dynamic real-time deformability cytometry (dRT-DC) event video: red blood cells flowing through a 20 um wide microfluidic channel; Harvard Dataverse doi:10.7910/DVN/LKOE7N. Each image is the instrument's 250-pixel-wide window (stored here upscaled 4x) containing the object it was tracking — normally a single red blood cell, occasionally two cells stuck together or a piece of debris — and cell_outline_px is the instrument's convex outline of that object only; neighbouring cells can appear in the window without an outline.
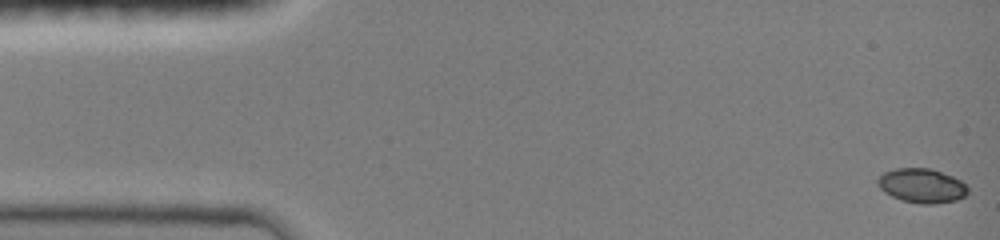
{"species": "common noctule bat (a hibernating species)", "species_latin": "Nyctalus noctula", "temperature_condition": "room temperature", "stored_images_in_passage": 48, "camera_frame_rate_fps": 3000, "um_per_image_px": 0.085, "animal": {"sex": "female", "body_mass_g": 19.0, "forearm_length_mm": 51.5}, "frame": {"image": 1, "passage_image": 1, "time_ms": 0.0, "image_size_px": [1000, 240], "cell_outline_px": [[968, 192], [964, 196], [956, 200], [932, 204], [920, 204], [900, 200], [884, 192], [880, 188], [876, 180], [884, 172], [896, 168], [928, 168], [952, 176], [960, 180], [968, 188]], "centroid_in_image_um": [78.33, 15.79], "position_along_channel_um": 6.7, "area_um2": 17.92}}
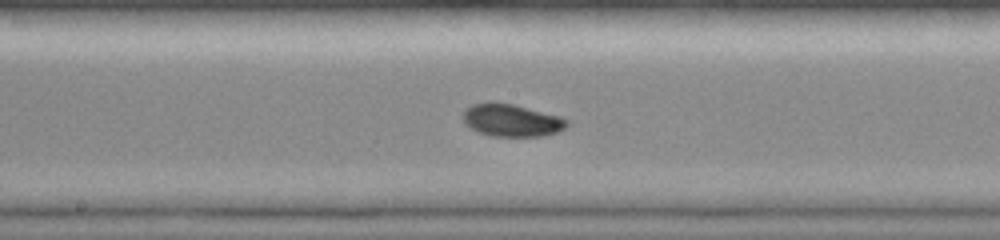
{"frame": {"image": 2, "passage_image": 25, "time_ms": 8.0, "image_size_px": [1000, 240], "cell_outline_px": [[568, 124], [564, 128], [556, 132], [544, 136], [492, 136], [480, 132], [464, 124], [464, 108], [472, 104], [488, 100], [496, 100], [560, 116], [568, 120]], "centroid_in_image_um": [43.44, 10.19], "position_along_channel_um": 204.8, "area_um2": 19.83}}
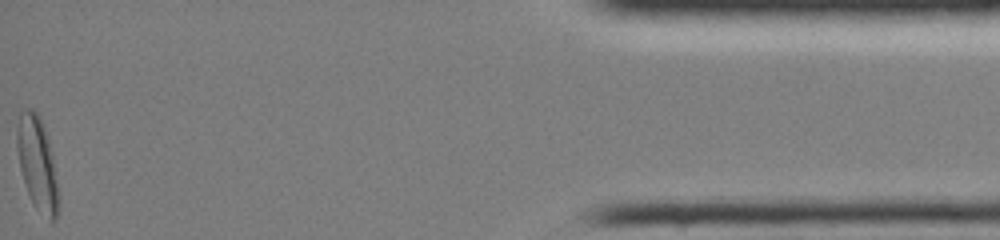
{"frame": {"image": 3, "passage_image": 48, "time_ms": 15.667, "image_size_px": [1000, 240], "cell_outline_px": [[60, 204], [56, 220], [48, 220], [36, 208], [28, 192], [20, 168], [16, 148], [16, 128], [20, 112], [24, 108], [32, 108], [40, 116], [44, 124], [48, 136], [52, 152], [60, 196]], "centroid_in_image_um": [3.19, 13.88], "position_along_channel_um": 432.0, "area_um2": 23.12}, "authors_computed_cell_mechanics": {"area_um2": 18.7561, "velocity_mm_per_s": 4.0353, "shape_relaxation_time_tau1_ms": 3.4951, "shape_relaxation_time_tau2_ms": null, "deformation_change_tau1": 0.1316, "deformation_change_tau2": null}}